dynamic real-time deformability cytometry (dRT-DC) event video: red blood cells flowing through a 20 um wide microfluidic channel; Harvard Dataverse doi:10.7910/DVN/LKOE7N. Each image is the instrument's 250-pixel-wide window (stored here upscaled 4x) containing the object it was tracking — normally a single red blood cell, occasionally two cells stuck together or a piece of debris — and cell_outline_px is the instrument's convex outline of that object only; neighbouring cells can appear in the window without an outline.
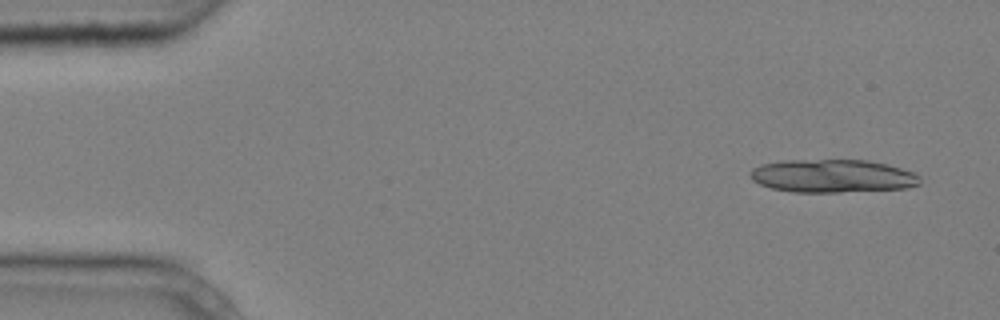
{"species": "common noctule bat (a hibernating species)", "species_latin": "Nyctalus noctula", "temperature_condition": "cold", "stored_images_in_passage": 5, "camera_frame_rate_fps": 3000, "um_per_image_px": 0.085, "animal": {"sex": "male", "body_mass_g": 20.4}, "frame": {"image": 1, "passage_image": 1, "time_ms": 0.0, "image_size_px": [1000, 320], "cell_outline_px": [[920, 184], [908, 188], [840, 192], [792, 192], [772, 188], [760, 184], [752, 180], [752, 168], [760, 164], [784, 160], [868, 160], [888, 164], [912, 172], [920, 176]], "centroid_in_image_um": [70.78, 14.96], "position_along_channel_um": 14.2, "area_um2": 32.77}}
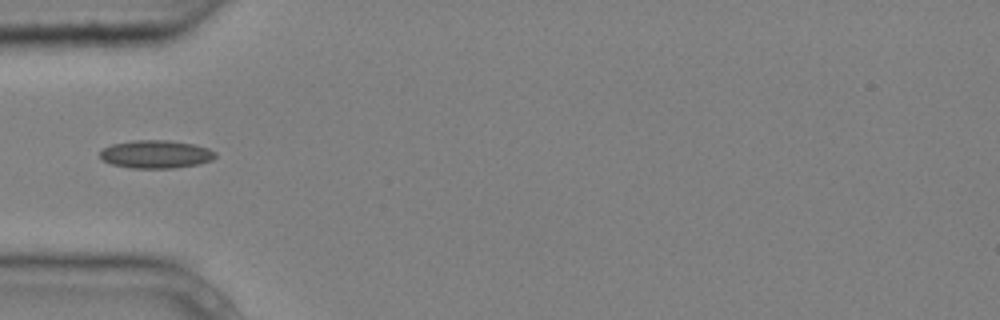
{"frame": {"image": 2, "passage_image": 5, "time_ms": 1.333, "image_size_px": [1000, 320], "cell_outline_px": [[216, 156], [212, 160], [200, 164], [172, 168], [132, 168], [112, 164], [104, 160], [100, 156], [100, 152], [104, 148], [112, 144], [132, 140], [168, 140], [196, 144], [208, 148], [216, 152]], "centroid_in_image_um": [13.29, 13.1], "position_along_channel_um": 71.7, "area_um2": 18.9}}